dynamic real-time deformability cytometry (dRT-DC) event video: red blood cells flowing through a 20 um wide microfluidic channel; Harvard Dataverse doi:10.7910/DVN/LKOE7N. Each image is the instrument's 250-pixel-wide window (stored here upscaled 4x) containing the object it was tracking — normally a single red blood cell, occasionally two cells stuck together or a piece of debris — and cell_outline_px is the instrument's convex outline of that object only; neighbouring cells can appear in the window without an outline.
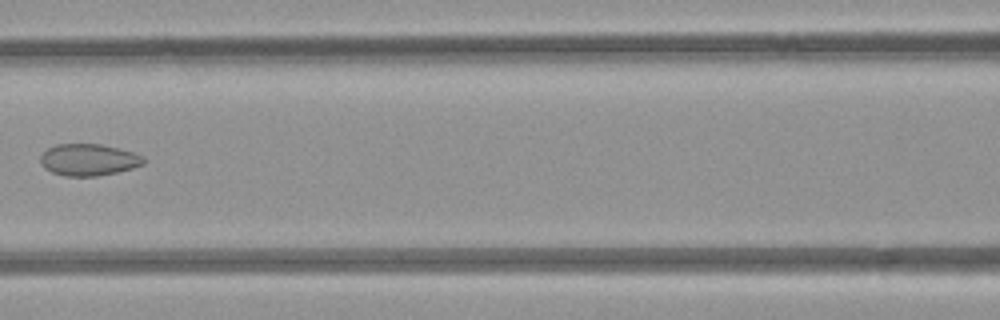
{"species": "common noctule bat (a hibernating species)", "species_latin": "Nyctalus noctula", "temperature_condition": "room temperature", "stored_images_in_passage": 4, "camera_frame_rate_fps": 3000, "um_per_image_px": 0.085, "animal": {"sex": "female", "body_mass_g": 21.9}, "frame": {"image": 1, "passage_image": 4, "time_ms": 3.333, "image_size_px": [1000, 320], "cell_outline_px": [[144, 164], [132, 168], [116, 172], [96, 176], [64, 176], [52, 172], [44, 168], [40, 164], [40, 156], [48, 148], [56, 144], [100, 144], [132, 152], [144, 156]], "centroid_in_image_um": [7.5, 13.58], "position_along_channel_um": 159.1, "area_um2": 19.02}}